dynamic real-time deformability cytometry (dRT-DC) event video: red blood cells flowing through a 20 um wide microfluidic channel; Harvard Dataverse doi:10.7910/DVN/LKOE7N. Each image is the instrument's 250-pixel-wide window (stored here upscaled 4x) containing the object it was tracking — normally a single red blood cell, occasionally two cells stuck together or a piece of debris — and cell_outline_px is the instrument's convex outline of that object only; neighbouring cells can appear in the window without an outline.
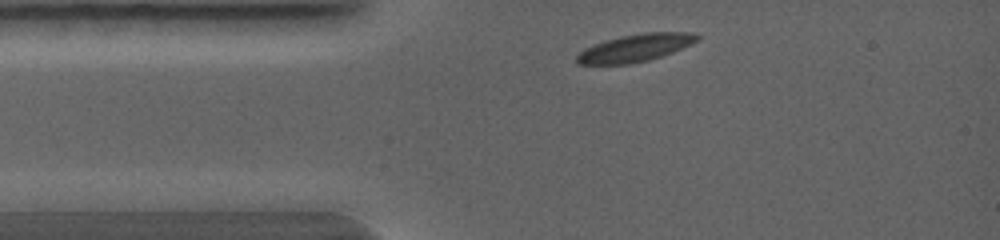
{"species": "common noctule bat (a hibernating species)", "species_latin": "Nyctalus noctula", "temperature_condition": "warm", "stored_images_in_passage": 7, "camera_frame_rate_fps": 5000, "um_per_image_px": 0.085, "animal": {"sex": "female", "body_mass_g": 19.0, "forearm_length_mm": 56.7}, "frame": {"image": 1, "passage_image": 1, "time_ms": 0.0, "image_size_px": [1000, 240], "cell_outline_px": [[700, 40], [672, 52], [648, 60], [628, 64], [576, 64], [576, 56], [584, 48], [604, 40], [620, 36], [644, 32], [692, 32], [700, 36]], "centroid_in_image_um": [53.99, 4.06], "position_along_channel_um": 31.0, "area_um2": 19.31}}
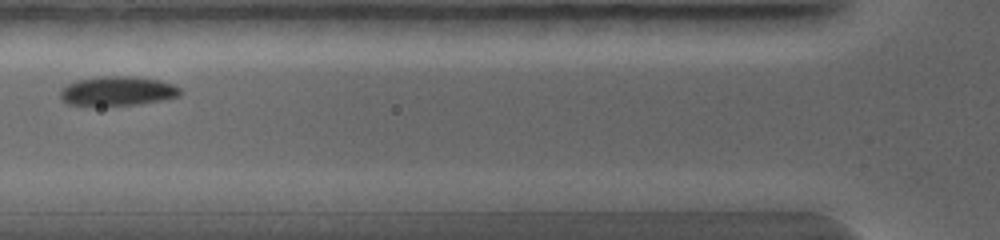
{"frame": {"image": 2, "passage_image": 4, "time_ms": 1.6, "image_size_px": [1000, 240], "cell_outline_px": [[180, 96], [164, 100], [140, 104], [68, 104], [60, 100], [60, 92], [68, 84], [76, 80], [104, 76], [132, 76], [160, 80], [172, 84], [180, 88]], "centroid_in_image_um": [10.02, 7.72], "position_along_channel_um": 115.8, "area_um2": 20.17}}
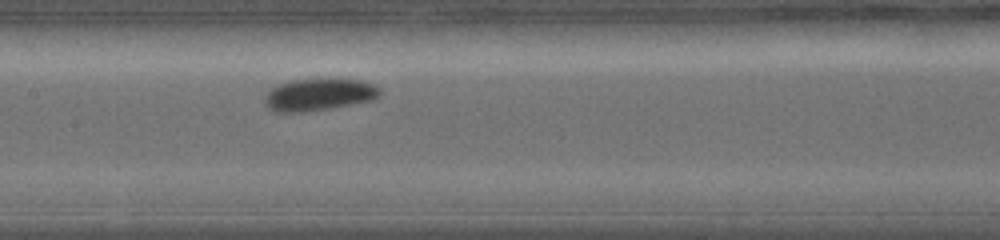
{"frame": {"image": 3, "passage_image": 6, "time_ms": 2.6, "image_size_px": [1000, 240], "cell_outline_px": [[380, 96], [372, 100], [332, 108], [308, 112], [276, 112], [268, 108], [264, 104], [264, 96], [272, 88], [280, 84], [292, 80], [360, 80], [372, 84], [380, 88]], "centroid_in_image_um": [27.08, 8.07], "position_along_channel_um": 180.3, "area_um2": 21.33}}